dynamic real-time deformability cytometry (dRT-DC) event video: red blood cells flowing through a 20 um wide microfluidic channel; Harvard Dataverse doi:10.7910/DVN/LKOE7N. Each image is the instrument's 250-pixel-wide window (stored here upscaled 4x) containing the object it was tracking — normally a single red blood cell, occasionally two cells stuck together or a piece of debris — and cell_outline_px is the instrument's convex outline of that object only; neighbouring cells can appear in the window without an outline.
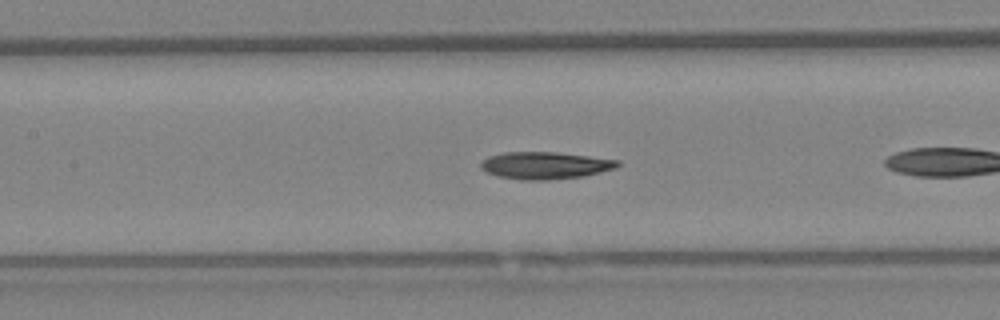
{"species": "Egyptian fruit bat (a non-hibernating species)", "species_latin": "Rousettus aegyptiacus", "temperature_condition": "warm", "stored_images_in_passage": 20, "camera_frame_rate_fps": 3000, "um_per_image_px": 0.085, "animal": {"sex": "female"}, "frame": {"image": 1, "passage_image": 6, "time_ms": 1.667, "image_size_px": [1000, 320], "cell_outline_px": [[620, 164], [616, 168], [584, 176], [548, 180], [524, 180], [496, 176], [484, 172], [480, 168], [480, 164], [488, 156], [504, 152], [556, 152], [620, 160]], "centroid_in_image_um": [46.31, 14.06], "position_along_channel_um": 161.1, "area_um2": 21.79}}